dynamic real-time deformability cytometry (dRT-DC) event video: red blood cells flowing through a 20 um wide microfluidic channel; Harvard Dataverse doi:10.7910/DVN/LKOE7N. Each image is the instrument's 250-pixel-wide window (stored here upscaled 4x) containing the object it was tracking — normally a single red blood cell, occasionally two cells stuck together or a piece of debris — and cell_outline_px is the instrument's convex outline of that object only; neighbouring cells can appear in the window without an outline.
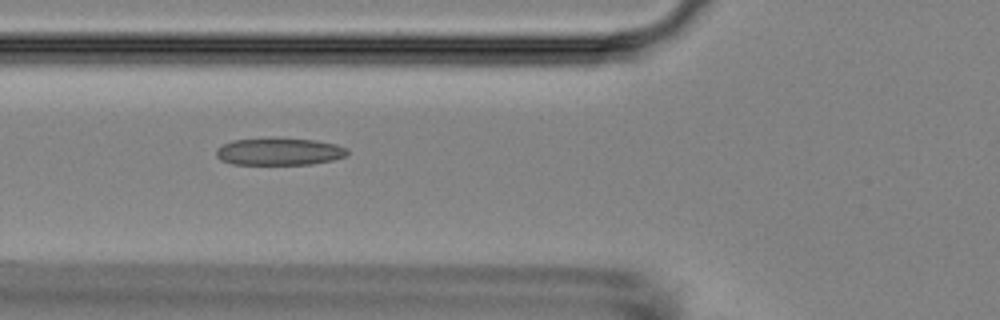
{"species": "Egyptian fruit bat (a non-hibernating species)", "species_latin": "Rousettus aegyptiacus", "temperature_condition": "room temperature", "stored_images_in_passage": 44, "camera_frame_rate_fps": 3000, "um_per_image_px": 0.085, "animal": {"sex": "female"}, "frame": {"image": 1, "passage_image": 10, "time_ms": 3.0, "image_size_px": [1000, 320], "cell_outline_px": [[348, 156], [332, 160], [312, 164], [232, 164], [220, 160], [216, 156], [216, 148], [232, 140], [272, 136], [316, 140], [336, 144], [348, 148]], "centroid_in_image_um": [23.73, 12.85], "position_along_channel_um": 102.1, "area_um2": 21.5}}
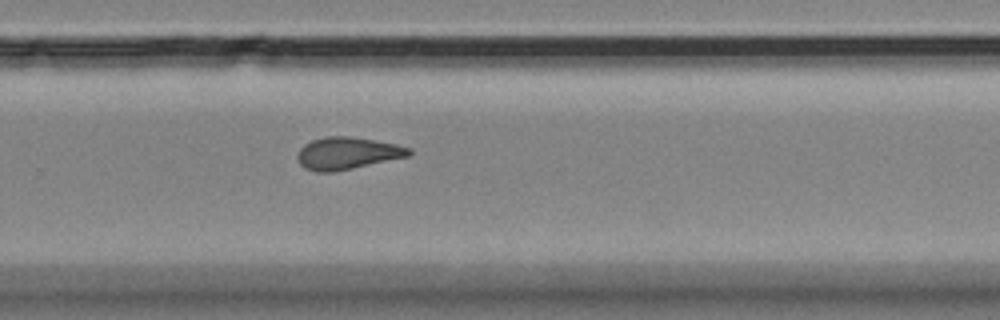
{"frame": {"image": 2, "passage_image": 26, "time_ms": 8.333, "image_size_px": [1000, 320], "cell_outline_px": [[412, 156], [336, 172], [316, 172], [304, 168], [300, 164], [296, 156], [300, 148], [304, 144], [312, 140], [324, 136], [348, 136], [396, 144], [412, 148]], "centroid_in_image_um": [29.54, 13.04], "position_along_channel_um": 300.3, "area_um2": 21.27}}
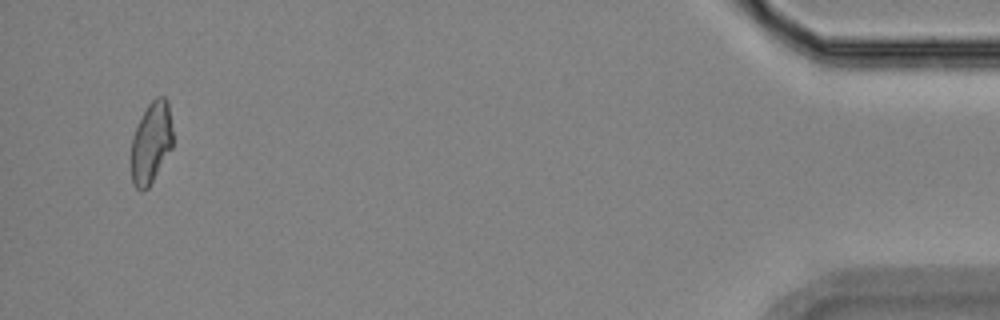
{"frame": {"image": 3, "passage_image": 42, "time_ms": 13.667, "image_size_px": [1000, 320], "cell_outline_px": [[172, 148], [148, 188], [144, 192], [140, 192], [132, 184], [132, 136], [148, 104], [156, 96], [164, 96], [168, 100], [172, 132]], "centroid_in_image_um": [12.85, 12.14], "position_along_channel_um": 422.3, "area_um2": 19.65}, "authors_computed_cell_mechanics": {"area_um2": 20.6057, "velocity_mm_per_s": 3.7144, "shape_relaxation_time_tau1_ms": null, "shape_relaxation_time_tau2_ms": 3.6953, "deformation_change_tau1": null, "deformation_change_tau2": 0.1193}}